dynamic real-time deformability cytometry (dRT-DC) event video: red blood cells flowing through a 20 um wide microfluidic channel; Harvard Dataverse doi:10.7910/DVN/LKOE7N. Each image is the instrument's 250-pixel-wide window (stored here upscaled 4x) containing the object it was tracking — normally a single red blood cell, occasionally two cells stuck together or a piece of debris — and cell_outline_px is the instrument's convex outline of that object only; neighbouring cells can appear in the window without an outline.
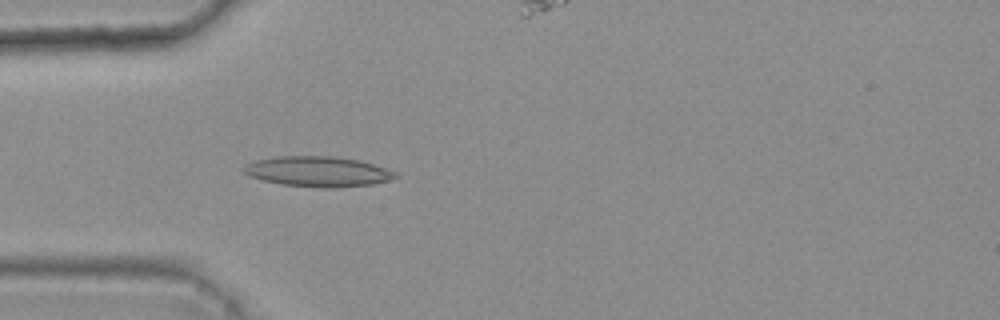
{"species": "common noctule bat (a hibernating species)", "species_latin": "Nyctalus noctula", "temperature_condition": "warm", "stored_images_in_passage": 5, "camera_frame_rate_fps": 3000, "um_per_image_px": 0.085, "animal": {"sex": "female", "body_mass_g": 25.1}, "frame": {"image": 1, "passage_image": 4, "time_ms": 1.0, "image_size_px": [1000, 320], "cell_outline_px": [[400, 176], [388, 180], [372, 184], [336, 188], [320, 188], [280, 184], [248, 176], [244, 172], [244, 164], [256, 160], [276, 156], [332, 156], [360, 160], [396, 172]], "centroid_in_image_um": [27.01, 14.58], "position_along_channel_um": 58.0, "area_um2": 26.82}}